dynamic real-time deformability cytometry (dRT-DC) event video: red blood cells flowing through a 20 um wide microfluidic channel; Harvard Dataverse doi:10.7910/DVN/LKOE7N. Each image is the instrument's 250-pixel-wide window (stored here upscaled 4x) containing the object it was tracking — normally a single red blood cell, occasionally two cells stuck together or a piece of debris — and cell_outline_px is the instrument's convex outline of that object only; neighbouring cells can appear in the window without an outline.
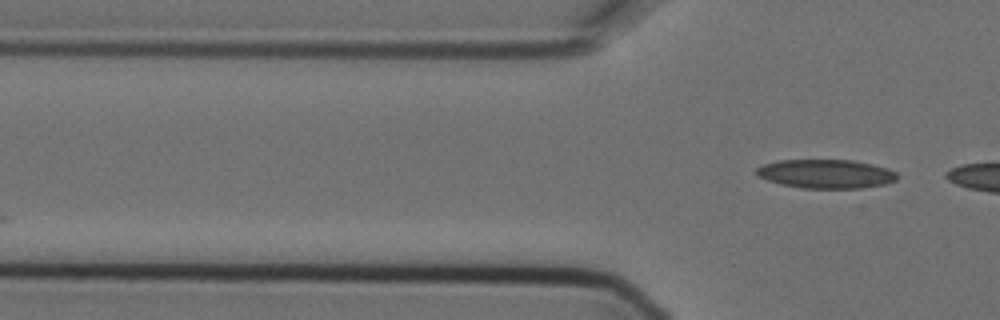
{"species": "Egyptian fruit bat (a non-hibernating species)", "species_latin": "Rousettus aegyptiacus", "temperature_condition": "cold", "stored_images_in_passage": 4, "camera_frame_rate_fps": 3000, "um_per_image_px": 0.085, "animal": {"sex": "female"}, "frame": {"image": 1, "passage_image": 4, "time_ms": 1.0, "image_size_px": [1000, 320], "cell_outline_px": [[896, 180], [884, 184], [860, 188], [800, 188], [780, 184], [756, 176], [756, 168], [764, 164], [780, 160], [852, 160], [872, 164], [888, 168], [896, 172]], "centroid_in_image_um": [70.18, 14.78], "position_along_channel_um": 55.6, "area_um2": 23.64}}